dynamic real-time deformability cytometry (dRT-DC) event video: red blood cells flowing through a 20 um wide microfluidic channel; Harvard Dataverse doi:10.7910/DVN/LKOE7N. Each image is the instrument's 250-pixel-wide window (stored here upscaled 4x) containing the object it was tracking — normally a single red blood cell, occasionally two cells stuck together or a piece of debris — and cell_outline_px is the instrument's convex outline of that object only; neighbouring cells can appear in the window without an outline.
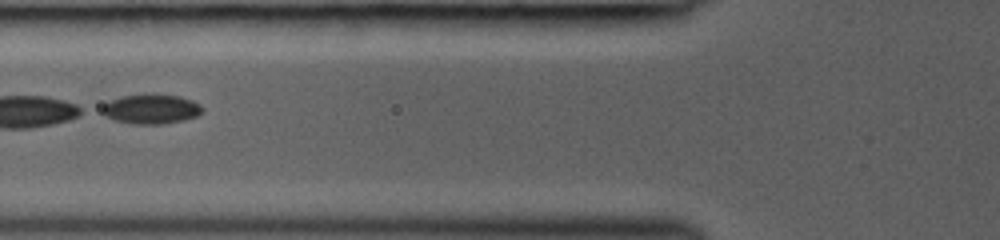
{"species": "common noctule bat (a hibernating species)", "species_latin": "Nyctalus noctula", "temperature_condition": "room temperature", "stored_images_in_passage": 25, "camera_frame_rate_fps": 3000, "um_per_image_px": 0.085, "animal": {"sex": "female", "body_mass_g": 19.0, "forearm_length_mm": 53.3}, "frame": {"image": 1, "passage_image": 5, "time_ms": 1.0, "image_size_px": [1000, 240], "cell_outline_px": [[204, 108], [196, 116], [184, 120], [160, 124], [132, 124], [116, 120], [104, 116], [96, 108], [120, 96], [180, 96], [192, 100], [200, 104]], "centroid_in_image_um": [12.79, 9.3], "position_along_channel_um": 113.0, "area_um2": 16.99}}
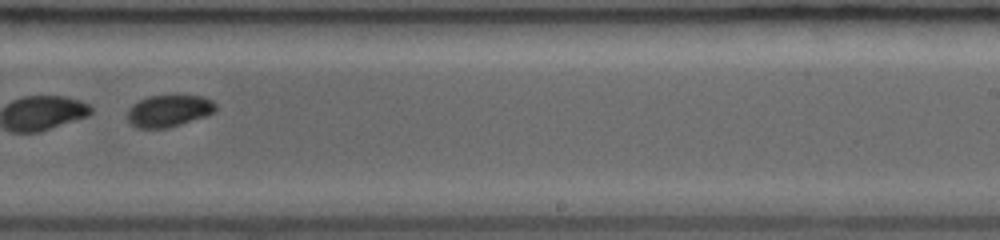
{"frame": {"image": 2, "passage_image": 18, "time_ms": 4.667, "image_size_px": [1000, 240], "cell_outline_px": [[216, 108], [208, 116], [168, 128], [136, 128], [128, 124], [128, 108], [132, 104], [140, 100], [152, 96], [204, 96], [212, 100], [216, 104]], "centroid_in_image_um": [14.34, 9.44], "position_along_channel_um": 274.7, "area_um2": 16.47}}